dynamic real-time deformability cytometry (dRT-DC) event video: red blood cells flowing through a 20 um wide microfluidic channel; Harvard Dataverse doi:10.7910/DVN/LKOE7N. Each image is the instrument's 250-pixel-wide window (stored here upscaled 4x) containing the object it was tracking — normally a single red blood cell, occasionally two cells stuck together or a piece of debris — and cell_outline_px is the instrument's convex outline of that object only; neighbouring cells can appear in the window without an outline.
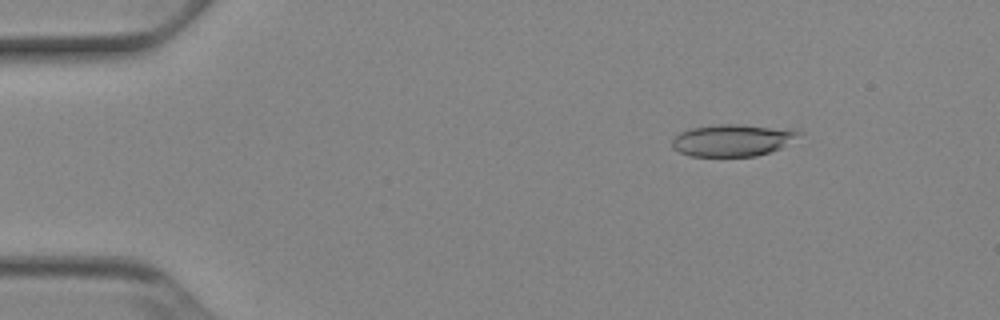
{"species": "Egyptian fruit bat (a non-hibernating species)", "species_latin": "Rousettus aegyptiacus", "temperature_condition": "cold", "stored_images_in_passage": 52, "camera_frame_rate_fps": 3000, "um_per_image_px": 0.085, "animal": {"sex": "female"}, "frame": {"image": 1, "passage_image": 7, "time_ms": 2.0, "image_size_px": [1000, 320], "cell_outline_px": [[804, 132], [780, 148], [756, 156], [692, 156], [680, 152], [672, 148], [672, 140], [680, 132], [692, 128], [716, 124], [744, 124], [796, 128]], "centroid_in_image_um": [62.32, 11.89], "position_along_channel_um": 22.7, "area_um2": 23.87}}
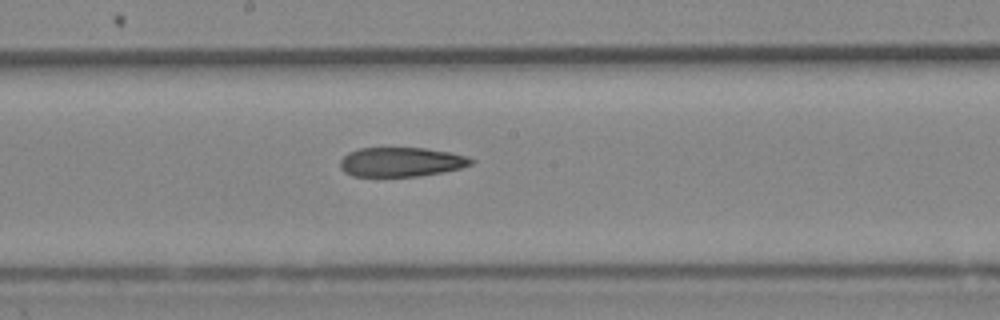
{"frame": {"image": 2, "passage_image": 28, "time_ms": 9.0, "image_size_px": [1000, 320], "cell_outline_px": [[476, 160], [472, 164], [460, 168], [420, 176], [352, 176], [344, 172], [340, 168], [340, 160], [348, 152], [360, 148], [424, 148], [452, 152], [468, 156]], "centroid_in_image_um": [34.11, 13.76], "position_along_channel_um": 214.1, "area_um2": 22.48}}
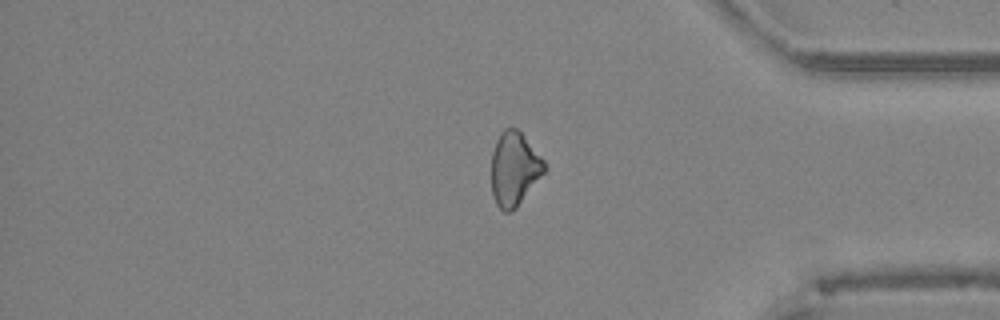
{"frame": {"image": 3, "passage_image": 43, "time_ms": 14.0, "image_size_px": [1000, 320], "cell_outline_px": [[548, 168], [516, 208], [512, 212], [504, 212], [496, 204], [492, 192], [492, 152], [496, 140], [500, 132], [504, 128], [516, 128], [520, 132], [544, 160]], "centroid_in_image_um": [43.71, 14.36], "position_along_channel_um": 391.5, "area_um2": 22.72}}